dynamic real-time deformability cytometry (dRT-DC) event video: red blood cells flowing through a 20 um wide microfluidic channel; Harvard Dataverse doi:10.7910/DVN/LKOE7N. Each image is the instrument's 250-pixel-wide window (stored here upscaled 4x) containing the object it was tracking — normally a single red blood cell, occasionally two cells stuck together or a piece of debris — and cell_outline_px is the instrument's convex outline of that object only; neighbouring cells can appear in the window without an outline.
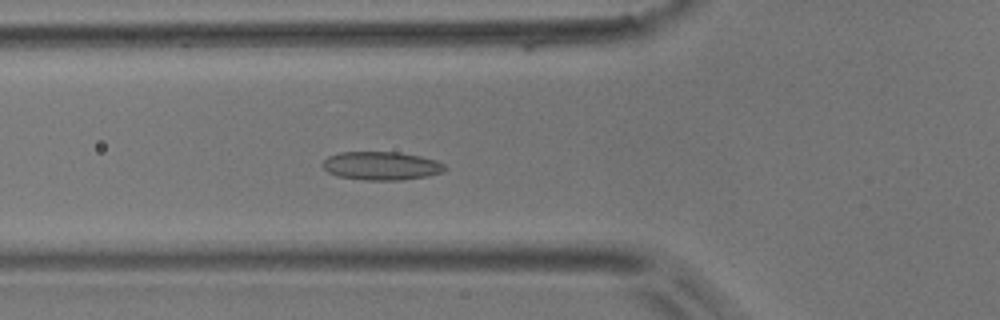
{"species": "common noctule bat (a hibernating species)", "species_latin": "Nyctalus noctula", "temperature_condition": "room temperature", "stored_images_in_passage": 52, "camera_frame_rate_fps": 3000, "um_per_image_px": 0.085, "animal": {"sex": "male", "body_mass_g": 17.9}, "frame": {"image": 1, "passage_image": 18, "time_ms": 5.667, "image_size_px": [1000, 320], "cell_outline_px": [[448, 168], [444, 172], [428, 176], [404, 180], [368, 180], [336, 176], [328, 172], [320, 164], [328, 156], [340, 152], [400, 152], [420, 156], [436, 160], [444, 164]], "centroid_in_image_um": [32.43, 14.09], "position_along_channel_um": 93.4, "area_um2": 20.46}}
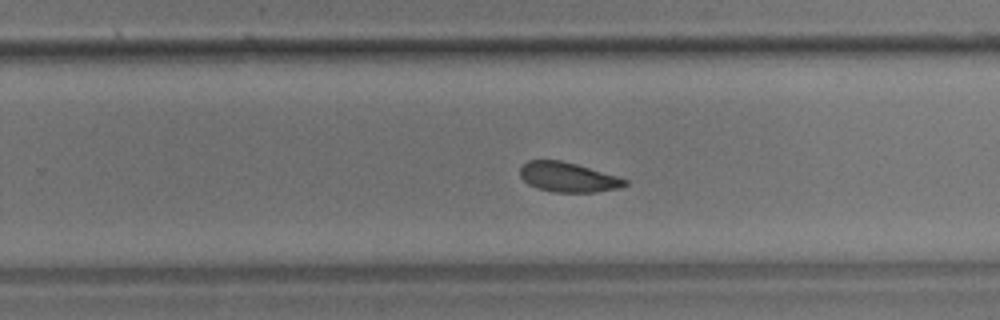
{"frame": {"image": 2, "passage_image": 33, "time_ms": 10.667, "image_size_px": [1000, 320], "cell_outline_px": [[628, 184], [620, 188], [596, 192], [552, 192], [536, 188], [528, 184], [520, 176], [520, 168], [528, 160], [560, 160], [576, 164], [616, 176], [628, 180]], "centroid_in_image_um": [48.27, 15.07], "position_along_channel_um": 281.5, "area_um2": 18.09}}
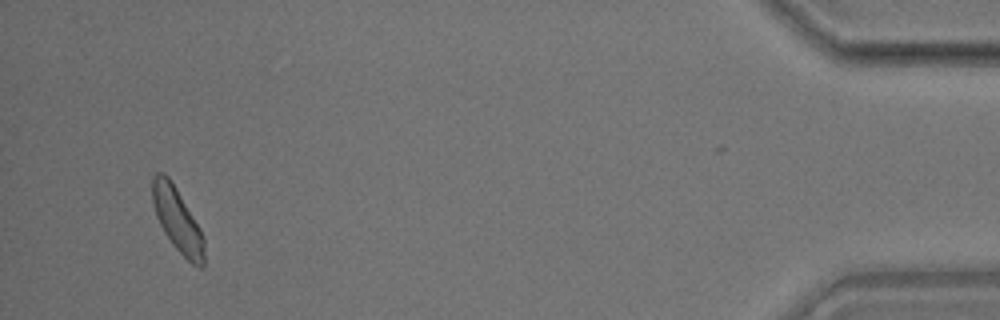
{"frame": {"image": 3, "passage_image": 50, "time_ms": 16.333, "image_size_px": [1000, 320], "cell_outline_px": [[204, 264], [200, 268], [192, 264], [172, 244], [164, 232], [156, 216], [152, 200], [152, 176], [156, 172], [164, 172], [168, 176], [200, 228], [204, 240]], "centroid_in_image_um": [15.06, 18.68], "position_along_channel_um": 420.1, "area_um2": 19.02}, "authors_computed_cell_mechanics": {"area_um2": 19.1896, "velocity_mm_per_s": 3.7597, "shape_relaxation_time_tau1_ms": 3.8413, "shape_relaxation_time_tau2_ms": 1.7276, "deformation_change_tau1": 0.078, "deformation_change_tau2": 0.0732}}